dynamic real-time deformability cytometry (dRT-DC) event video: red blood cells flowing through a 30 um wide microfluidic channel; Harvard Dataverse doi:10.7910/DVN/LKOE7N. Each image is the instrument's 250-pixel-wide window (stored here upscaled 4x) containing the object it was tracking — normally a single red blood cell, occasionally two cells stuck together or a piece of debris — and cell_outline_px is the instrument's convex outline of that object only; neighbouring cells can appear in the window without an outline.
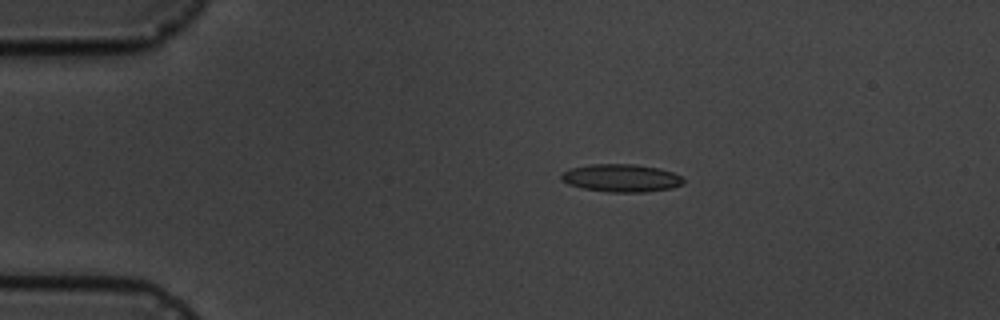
{"species": "common noctule bat (a hibernating species)", "species_latin": "Nyctalus noctula", "temperature_condition": "cold", "stored_images_in_passage": 4, "camera_frame_rate_fps": 3000, "um_per_image_px": 0.085, "animal": {"sex": "male", "body_mass_g": 19.5, "forearm_length_mm": 54.6}, "frame": {"image": 1, "passage_image": 3, "time_ms": 3.0, "image_size_px": [1000, 320], "cell_outline_px": [[684, 184], [672, 188], [644, 192], [608, 192], [584, 188], [568, 184], [560, 180], [560, 176], [564, 172], [572, 168], [592, 164], [636, 164], [660, 168], [672, 172], [680, 176], [684, 180]], "centroid_in_image_um": [52.83, 15.13], "position_along_channel_um": 32.2, "area_um2": 19.77}}